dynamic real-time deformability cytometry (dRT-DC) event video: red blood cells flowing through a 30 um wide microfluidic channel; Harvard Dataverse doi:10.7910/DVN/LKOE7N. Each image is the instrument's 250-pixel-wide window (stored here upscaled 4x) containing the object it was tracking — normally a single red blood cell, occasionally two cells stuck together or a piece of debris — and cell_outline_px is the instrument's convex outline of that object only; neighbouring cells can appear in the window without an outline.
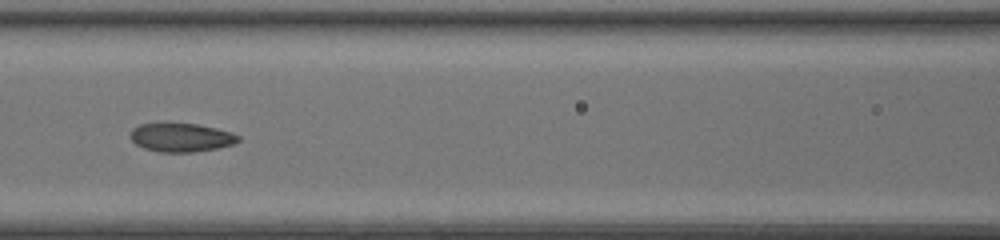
{"species": "common noctule bat (a hibernating species)", "species_latin": "Nyctalus noctula", "temperature_condition": "room temperature", "stored_images_in_passage": 15, "camera_frame_rate_fps": 3000, "um_per_image_px": 0.085, "animal": {"sex": "female", "body_mass_g": 20.0, "forearm_length_mm": 54.0}, "frame": {"image": 1, "passage_image": 13, "time_ms": 4.0, "image_size_px": [1000, 240], "cell_outline_px": [[240, 140], [232, 144], [216, 148], [192, 152], [160, 152], [144, 148], [136, 144], [132, 140], [132, 128], [140, 124], [196, 124], [216, 128], [240, 136]], "centroid_in_image_um": [15.39, 11.69], "position_along_channel_um": 151.2, "area_um2": 17.57}}